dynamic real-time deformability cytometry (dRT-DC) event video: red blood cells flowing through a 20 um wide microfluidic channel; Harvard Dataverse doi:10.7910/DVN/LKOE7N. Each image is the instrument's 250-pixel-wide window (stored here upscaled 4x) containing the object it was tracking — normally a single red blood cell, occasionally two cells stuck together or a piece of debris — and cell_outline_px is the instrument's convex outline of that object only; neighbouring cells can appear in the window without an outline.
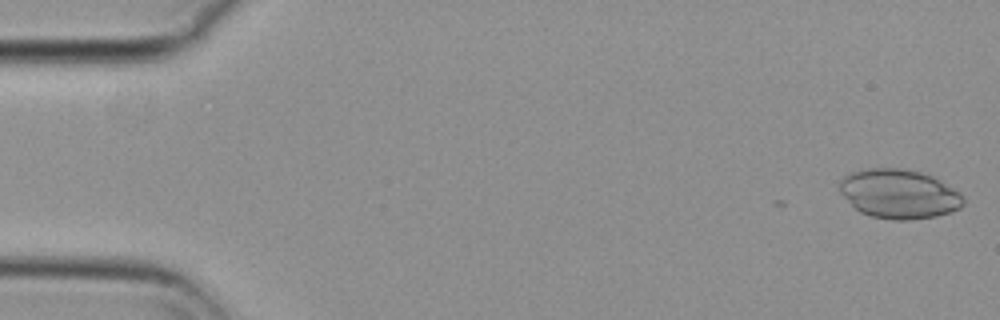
{"species": "common noctule bat (a hibernating species)", "species_latin": "Nyctalus noctula", "temperature_condition": "cold", "stored_images_in_passage": 11, "camera_frame_rate_fps": 3000, "um_per_image_px": 0.085, "animal": {"sex": "female", "body_mass_g": 29.2, "forearm_length_mm": 56.3}, "frame": {"image": 1, "passage_image": 1, "time_ms": 0.0, "image_size_px": [1000, 320], "cell_outline_px": [[964, 204], [960, 208], [952, 212], [936, 216], [908, 220], [892, 220], [872, 216], [860, 212], [840, 192], [840, 180], [844, 176], [852, 172], [868, 168], [904, 168], [920, 172], [932, 176], [940, 180], [964, 196]], "centroid_in_image_um": [76.44, 16.48], "position_along_channel_um": 8.6, "area_um2": 35.43}}